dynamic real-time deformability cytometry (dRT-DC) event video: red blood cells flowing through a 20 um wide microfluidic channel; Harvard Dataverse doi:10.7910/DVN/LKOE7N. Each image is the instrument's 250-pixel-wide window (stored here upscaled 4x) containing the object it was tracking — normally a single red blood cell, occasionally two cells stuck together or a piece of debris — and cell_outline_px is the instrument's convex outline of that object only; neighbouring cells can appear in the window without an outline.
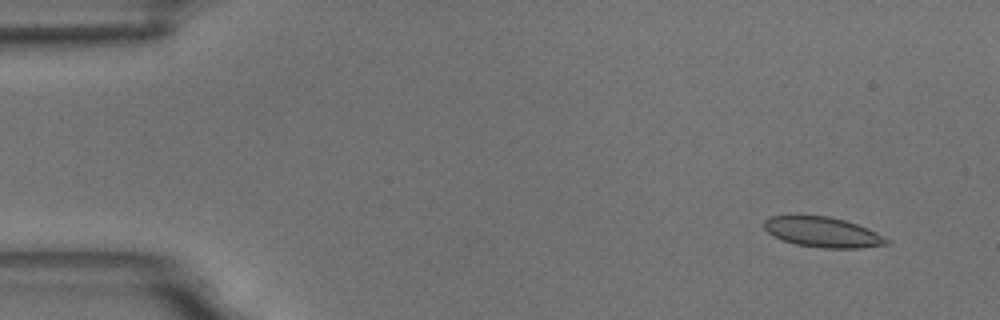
{"species": "common noctule bat (a hibernating species)", "species_latin": "Nyctalus noctula", "temperature_condition": "room temperature", "stored_images_in_passage": 6, "camera_frame_rate_fps": 3000, "um_per_image_px": 0.085, "animal": {"sex": "male", "body_mass_g": 18.8}, "frame": {"image": 1, "passage_image": 1, "time_ms": 0.0, "image_size_px": [1000, 320], "cell_outline_px": [[892, 244], [860, 248], [824, 248], [796, 244], [772, 236], [764, 228], [764, 220], [772, 216], [828, 216], [844, 220], [868, 228], [892, 240]], "centroid_in_image_um": [69.99, 19.74], "position_along_channel_um": 15.0, "area_um2": 21.56}}
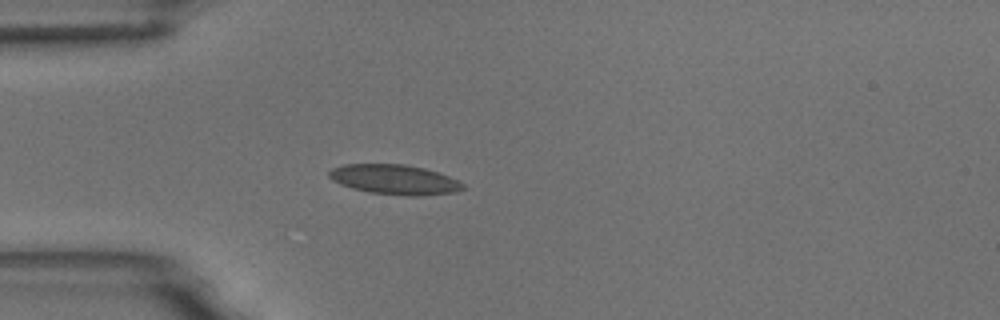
{"frame": {"image": 2, "passage_image": 4, "time_ms": 3.667, "image_size_px": [1000, 320], "cell_outline_px": [[464, 188], [456, 192], [420, 196], [408, 196], [368, 192], [352, 188], [340, 184], [332, 180], [328, 176], [328, 172], [332, 168], [344, 164], [404, 164], [424, 168], [448, 176], [464, 184]], "centroid_in_image_um": [33.51, 15.26], "position_along_channel_um": 51.5, "area_um2": 23.24}}